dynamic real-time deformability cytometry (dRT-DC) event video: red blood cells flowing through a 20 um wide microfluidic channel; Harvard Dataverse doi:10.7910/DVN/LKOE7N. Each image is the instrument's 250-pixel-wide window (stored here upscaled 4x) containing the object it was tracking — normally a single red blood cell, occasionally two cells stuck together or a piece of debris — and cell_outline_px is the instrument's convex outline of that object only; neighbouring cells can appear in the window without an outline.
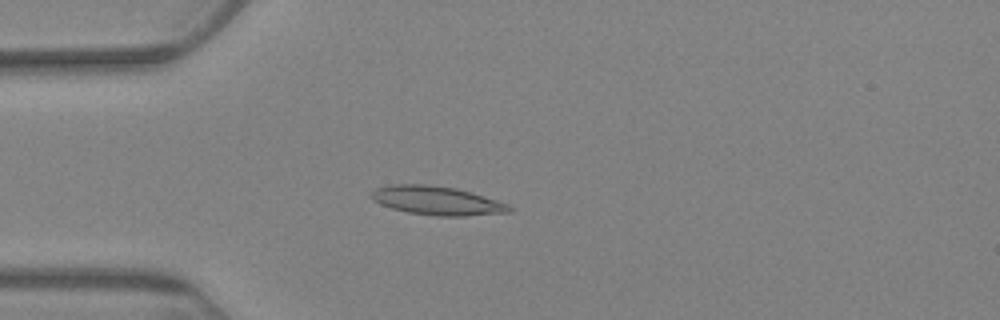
{"species": "Egyptian fruit bat (a non-hibernating species)", "species_latin": "Rousettus aegyptiacus", "temperature_condition": "warm", "stored_images_in_passage": 10, "camera_frame_rate_fps": 3000, "um_per_image_px": 0.085, "animal": {"sex": "female"}, "frame": {"image": 1, "passage_image": 4, "time_ms": 4.333, "image_size_px": [1000, 320], "cell_outline_px": [[512, 212], [464, 216], [436, 216], [408, 212], [392, 208], [380, 204], [372, 200], [368, 196], [376, 188], [392, 184], [428, 184], [456, 188], [472, 192], [508, 204], [512, 208]], "centroid_in_image_um": [37.12, 17.05], "position_along_channel_um": 47.9, "area_um2": 23.24}}
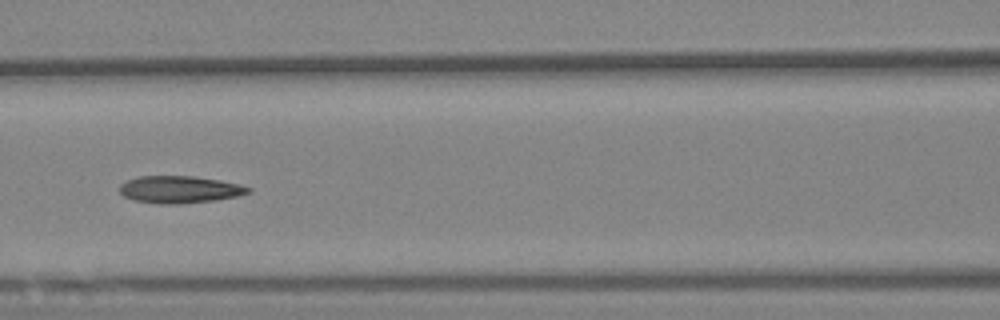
{"frame": {"image": 2, "passage_image": 7, "time_ms": 8.0, "image_size_px": [1000, 320], "cell_outline_px": [[252, 192], [236, 196], [216, 200], [180, 204], [160, 204], [132, 200], [124, 196], [120, 192], [120, 184], [128, 180], [140, 176], [196, 176], [220, 180], [240, 184], [252, 188]], "centroid_in_image_um": [15.29, 16.11], "position_along_channel_um": 151.3, "area_um2": 20.52}}
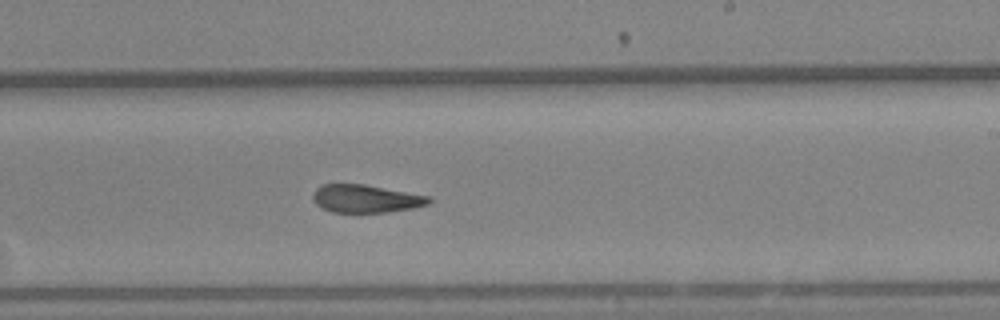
{"frame": {"image": 3, "passage_image": 10, "time_ms": 11.333, "image_size_px": [1000, 320], "cell_outline_px": [[432, 200], [428, 204], [412, 208], [388, 212], [332, 212], [316, 204], [312, 200], [312, 196], [316, 188], [320, 184], [364, 184], [432, 196]], "centroid_in_image_um": [31.1, 16.88], "position_along_channel_um": 257.9, "area_um2": 18.96}}